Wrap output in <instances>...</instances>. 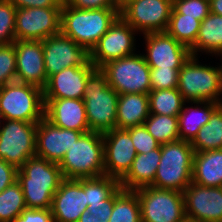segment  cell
Returning a JSON list of instances; mask_svg holds the SVG:
<instances>
[{
	"label": "cell",
	"instance_id": "cell-11",
	"mask_svg": "<svg viewBox=\"0 0 222 222\" xmlns=\"http://www.w3.org/2000/svg\"><path fill=\"white\" fill-rule=\"evenodd\" d=\"M138 32L120 15L90 51V61L98 69L104 64L136 54Z\"/></svg>",
	"mask_w": 222,
	"mask_h": 222
},
{
	"label": "cell",
	"instance_id": "cell-5",
	"mask_svg": "<svg viewBox=\"0 0 222 222\" xmlns=\"http://www.w3.org/2000/svg\"><path fill=\"white\" fill-rule=\"evenodd\" d=\"M194 153L191 142L181 139L161 145V159L150 186L183 193L192 182Z\"/></svg>",
	"mask_w": 222,
	"mask_h": 222
},
{
	"label": "cell",
	"instance_id": "cell-8",
	"mask_svg": "<svg viewBox=\"0 0 222 222\" xmlns=\"http://www.w3.org/2000/svg\"><path fill=\"white\" fill-rule=\"evenodd\" d=\"M150 67L143 54H133L104 64L100 70L108 84L119 94H149Z\"/></svg>",
	"mask_w": 222,
	"mask_h": 222
},
{
	"label": "cell",
	"instance_id": "cell-32",
	"mask_svg": "<svg viewBox=\"0 0 222 222\" xmlns=\"http://www.w3.org/2000/svg\"><path fill=\"white\" fill-rule=\"evenodd\" d=\"M143 125L160 145L179 140L178 116L150 114Z\"/></svg>",
	"mask_w": 222,
	"mask_h": 222
},
{
	"label": "cell",
	"instance_id": "cell-34",
	"mask_svg": "<svg viewBox=\"0 0 222 222\" xmlns=\"http://www.w3.org/2000/svg\"><path fill=\"white\" fill-rule=\"evenodd\" d=\"M119 187V180L108 175L84 178V191L88 206L108 199Z\"/></svg>",
	"mask_w": 222,
	"mask_h": 222
},
{
	"label": "cell",
	"instance_id": "cell-30",
	"mask_svg": "<svg viewBox=\"0 0 222 222\" xmlns=\"http://www.w3.org/2000/svg\"><path fill=\"white\" fill-rule=\"evenodd\" d=\"M148 96L150 114L178 116L185 103L178 88L151 90Z\"/></svg>",
	"mask_w": 222,
	"mask_h": 222
},
{
	"label": "cell",
	"instance_id": "cell-38",
	"mask_svg": "<svg viewBox=\"0 0 222 222\" xmlns=\"http://www.w3.org/2000/svg\"><path fill=\"white\" fill-rule=\"evenodd\" d=\"M126 130L130 133L137 154L148 153L160 146L144 125L130 127Z\"/></svg>",
	"mask_w": 222,
	"mask_h": 222
},
{
	"label": "cell",
	"instance_id": "cell-12",
	"mask_svg": "<svg viewBox=\"0 0 222 222\" xmlns=\"http://www.w3.org/2000/svg\"><path fill=\"white\" fill-rule=\"evenodd\" d=\"M173 10V0H135L119 15L141 34L165 32Z\"/></svg>",
	"mask_w": 222,
	"mask_h": 222
},
{
	"label": "cell",
	"instance_id": "cell-13",
	"mask_svg": "<svg viewBox=\"0 0 222 222\" xmlns=\"http://www.w3.org/2000/svg\"><path fill=\"white\" fill-rule=\"evenodd\" d=\"M62 7L17 8L16 40L42 41L60 33Z\"/></svg>",
	"mask_w": 222,
	"mask_h": 222
},
{
	"label": "cell",
	"instance_id": "cell-3",
	"mask_svg": "<svg viewBox=\"0 0 222 222\" xmlns=\"http://www.w3.org/2000/svg\"><path fill=\"white\" fill-rule=\"evenodd\" d=\"M118 97L100 69L88 76L82 100L90 131L103 134L116 128Z\"/></svg>",
	"mask_w": 222,
	"mask_h": 222
},
{
	"label": "cell",
	"instance_id": "cell-28",
	"mask_svg": "<svg viewBox=\"0 0 222 222\" xmlns=\"http://www.w3.org/2000/svg\"><path fill=\"white\" fill-rule=\"evenodd\" d=\"M194 152L222 149V104L211 114L207 124L191 142Z\"/></svg>",
	"mask_w": 222,
	"mask_h": 222
},
{
	"label": "cell",
	"instance_id": "cell-6",
	"mask_svg": "<svg viewBox=\"0 0 222 222\" xmlns=\"http://www.w3.org/2000/svg\"><path fill=\"white\" fill-rule=\"evenodd\" d=\"M178 91L185 102L211 101L222 104V64H199L191 55L179 70Z\"/></svg>",
	"mask_w": 222,
	"mask_h": 222
},
{
	"label": "cell",
	"instance_id": "cell-2",
	"mask_svg": "<svg viewBox=\"0 0 222 222\" xmlns=\"http://www.w3.org/2000/svg\"><path fill=\"white\" fill-rule=\"evenodd\" d=\"M118 16L117 8L75 9L63 1L60 32L90 52Z\"/></svg>",
	"mask_w": 222,
	"mask_h": 222
},
{
	"label": "cell",
	"instance_id": "cell-18",
	"mask_svg": "<svg viewBox=\"0 0 222 222\" xmlns=\"http://www.w3.org/2000/svg\"><path fill=\"white\" fill-rule=\"evenodd\" d=\"M16 82L45 88L48 77L44 64L42 41L15 40Z\"/></svg>",
	"mask_w": 222,
	"mask_h": 222
},
{
	"label": "cell",
	"instance_id": "cell-43",
	"mask_svg": "<svg viewBox=\"0 0 222 222\" xmlns=\"http://www.w3.org/2000/svg\"><path fill=\"white\" fill-rule=\"evenodd\" d=\"M18 169L0 159V192L17 181Z\"/></svg>",
	"mask_w": 222,
	"mask_h": 222
},
{
	"label": "cell",
	"instance_id": "cell-39",
	"mask_svg": "<svg viewBox=\"0 0 222 222\" xmlns=\"http://www.w3.org/2000/svg\"><path fill=\"white\" fill-rule=\"evenodd\" d=\"M180 69H150V84L152 90L178 88Z\"/></svg>",
	"mask_w": 222,
	"mask_h": 222
},
{
	"label": "cell",
	"instance_id": "cell-22",
	"mask_svg": "<svg viewBox=\"0 0 222 222\" xmlns=\"http://www.w3.org/2000/svg\"><path fill=\"white\" fill-rule=\"evenodd\" d=\"M44 117L53 125L83 133L90 132L82 99H43Z\"/></svg>",
	"mask_w": 222,
	"mask_h": 222
},
{
	"label": "cell",
	"instance_id": "cell-23",
	"mask_svg": "<svg viewBox=\"0 0 222 222\" xmlns=\"http://www.w3.org/2000/svg\"><path fill=\"white\" fill-rule=\"evenodd\" d=\"M161 159V145L148 153H140L135 156L128 173L119 181L124 190H136L150 186Z\"/></svg>",
	"mask_w": 222,
	"mask_h": 222
},
{
	"label": "cell",
	"instance_id": "cell-26",
	"mask_svg": "<svg viewBox=\"0 0 222 222\" xmlns=\"http://www.w3.org/2000/svg\"><path fill=\"white\" fill-rule=\"evenodd\" d=\"M192 182L207 187H222V149L194 153Z\"/></svg>",
	"mask_w": 222,
	"mask_h": 222
},
{
	"label": "cell",
	"instance_id": "cell-45",
	"mask_svg": "<svg viewBox=\"0 0 222 222\" xmlns=\"http://www.w3.org/2000/svg\"><path fill=\"white\" fill-rule=\"evenodd\" d=\"M78 222H108L106 219H99L96 216H94L93 213L88 212V210L84 211Z\"/></svg>",
	"mask_w": 222,
	"mask_h": 222
},
{
	"label": "cell",
	"instance_id": "cell-20",
	"mask_svg": "<svg viewBox=\"0 0 222 222\" xmlns=\"http://www.w3.org/2000/svg\"><path fill=\"white\" fill-rule=\"evenodd\" d=\"M87 207L84 178L64 179L52 199L53 220L54 222H78Z\"/></svg>",
	"mask_w": 222,
	"mask_h": 222
},
{
	"label": "cell",
	"instance_id": "cell-9",
	"mask_svg": "<svg viewBox=\"0 0 222 222\" xmlns=\"http://www.w3.org/2000/svg\"><path fill=\"white\" fill-rule=\"evenodd\" d=\"M134 191L139 197L141 222H187L182 192L152 186Z\"/></svg>",
	"mask_w": 222,
	"mask_h": 222
},
{
	"label": "cell",
	"instance_id": "cell-35",
	"mask_svg": "<svg viewBox=\"0 0 222 222\" xmlns=\"http://www.w3.org/2000/svg\"><path fill=\"white\" fill-rule=\"evenodd\" d=\"M17 8L8 0H0V45L13 44Z\"/></svg>",
	"mask_w": 222,
	"mask_h": 222
},
{
	"label": "cell",
	"instance_id": "cell-1",
	"mask_svg": "<svg viewBox=\"0 0 222 222\" xmlns=\"http://www.w3.org/2000/svg\"><path fill=\"white\" fill-rule=\"evenodd\" d=\"M64 180L57 163L34 156L17 171L27 209H51L52 199Z\"/></svg>",
	"mask_w": 222,
	"mask_h": 222
},
{
	"label": "cell",
	"instance_id": "cell-47",
	"mask_svg": "<svg viewBox=\"0 0 222 222\" xmlns=\"http://www.w3.org/2000/svg\"><path fill=\"white\" fill-rule=\"evenodd\" d=\"M132 1L135 0H115L118 11L120 12L127 4L131 3Z\"/></svg>",
	"mask_w": 222,
	"mask_h": 222
},
{
	"label": "cell",
	"instance_id": "cell-31",
	"mask_svg": "<svg viewBox=\"0 0 222 222\" xmlns=\"http://www.w3.org/2000/svg\"><path fill=\"white\" fill-rule=\"evenodd\" d=\"M201 21L185 14H171L166 33L187 48H191L198 37Z\"/></svg>",
	"mask_w": 222,
	"mask_h": 222
},
{
	"label": "cell",
	"instance_id": "cell-25",
	"mask_svg": "<svg viewBox=\"0 0 222 222\" xmlns=\"http://www.w3.org/2000/svg\"><path fill=\"white\" fill-rule=\"evenodd\" d=\"M187 103L194 104V107L192 105L185 107V102L182 111L178 115L179 139L192 142L197 136L198 131L208 123L211 114L221 104L211 101H194Z\"/></svg>",
	"mask_w": 222,
	"mask_h": 222
},
{
	"label": "cell",
	"instance_id": "cell-19",
	"mask_svg": "<svg viewBox=\"0 0 222 222\" xmlns=\"http://www.w3.org/2000/svg\"><path fill=\"white\" fill-rule=\"evenodd\" d=\"M82 134V131L57 127L43 117L37 123L36 156L59 164L66 151Z\"/></svg>",
	"mask_w": 222,
	"mask_h": 222
},
{
	"label": "cell",
	"instance_id": "cell-29",
	"mask_svg": "<svg viewBox=\"0 0 222 222\" xmlns=\"http://www.w3.org/2000/svg\"><path fill=\"white\" fill-rule=\"evenodd\" d=\"M108 222H141L139 197L134 190L115 191V201Z\"/></svg>",
	"mask_w": 222,
	"mask_h": 222
},
{
	"label": "cell",
	"instance_id": "cell-36",
	"mask_svg": "<svg viewBox=\"0 0 222 222\" xmlns=\"http://www.w3.org/2000/svg\"><path fill=\"white\" fill-rule=\"evenodd\" d=\"M16 81V51L14 44L0 45V87Z\"/></svg>",
	"mask_w": 222,
	"mask_h": 222
},
{
	"label": "cell",
	"instance_id": "cell-33",
	"mask_svg": "<svg viewBox=\"0 0 222 222\" xmlns=\"http://www.w3.org/2000/svg\"><path fill=\"white\" fill-rule=\"evenodd\" d=\"M25 209L27 207L18 181L0 192V222H14Z\"/></svg>",
	"mask_w": 222,
	"mask_h": 222
},
{
	"label": "cell",
	"instance_id": "cell-42",
	"mask_svg": "<svg viewBox=\"0 0 222 222\" xmlns=\"http://www.w3.org/2000/svg\"><path fill=\"white\" fill-rule=\"evenodd\" d=\"M115 201V192L101 203L90 204L87 207L88 212L93 213L99 219L109 220Z\"/></svg>",
	"mask_w": 222,
	"mask_h": 222
},
{
	"label": "cell",
	"instance_id": "cell-27",
	"mask_svg": "<svg viewBox=\"0 0 222 222\" xmlns=\"http://www.w3.org/2000/svg\"><path fill=\"white\" fill-rule=\"evenodd\" d=\"M190 51L193 56L199 55L198 52L222 56V15L210 12L201 21L198 37Z\"/></svg>",
	"mask_w": 222,
	"mask_h": 222
},
{
	"label": "cell",
	"instance_id": "cell-7",
	"mask_svg": "<svg viewBox=\"0 0 222 222\" xmlns=\"http://www.w3.org/2000/svg\"><path fill=\"white\" fill-rule=\"evenodd\" d=\"M43 90L37 86L12 82L0 87L3 120L38 123L44 117Z\"/></svg>",
	"mask_w": 222,
	"mask_h": 222
},
{
	"label": "cell",
	"instance_id": "cell-44",
	"mask_svg": "<svg viewBox=\"0 0 222 222\" xmlns=\"http://www.w3.org/2000/svg\"><path fill=\"white\" fill-rule=\"evenodd\" d=\"M16 8L62 7L64 0H8Z\"/></svg>",
	"mask_w": 222,
	"mask_h": 222
},
{
	"label": "cell",
	"instance_id": "cell-21",
	"mask_svg": "<svg viewBox=\"0 0 222 222\" xmlns=\"http://www.w3.org/2000/svg\"><path fill=\"white\" fill-rule=\"evenodd\" d=\"M95 69L89 60L84 66L64 68L51 75L43 99H83L86 80Z\"/></svg>",
	"mask_w": 222,
	"mask_h": 222
},
{
	"label": "cell",
	"instance_id": "cell-40",
	"mask_svg": "<svg viewBox=\"0 0 222 222\" xmlns=\"http://www.w3.org/2000/svg\"><path fill=\"white\" fill-rule=\"evenodd\" d=\"M14 222H54L51 209H25Z\"/></svg>",
	"mask_w": 222,
	"mask_h": 222
},
{
	"label": "cell",
	"instance_id": "cell-4",
	"mask_svg": "<svg viewBox=\"0 0 222 222\" xmlns=\"http://www.w3.org/2000/svg\"><path fill=\"white\" fill-rule=\"evenodd\" d=\"M58 165L64 179L105 175L103 134L93 131L83 133L66 151Z\"/></svg>",
	"mask_w": 222,
	"mask_h": 222
},
{
	"label": "cell",
	"instance_id": "cell-16",
	"mask_svg": "<svg viewBox=\"0 0 222 222\" xmlns=\"http://www.w3.org/2000/svg\"><path fill=\"white\" fill-rule=\"evenodd\" d=\"M183 194L187 222H222V187L191 182Z\"/></svg>",
	"mask_w": 222,
	"mask_h": 222
},
{
	"label": "cell",
	"instance_id": "cell-14",
	"mask_svg": "<svg viewBox=\"0 0 222 222\" xmlns=\"http://www.w3.org/2000/svg\"><path fill=\"white\" fill-rule=\"evenodd\" d=\"M42 46L48 78L64 68L84 66L90 60V52L84 46L61 32L42 40Z\"/></svg>",
	"mask_w": 222,
	"mask_h": 222
},
{
	"label": "cell",
	"instance_id": "cell-48",
	"mask_svg": "<svg viewBox=\"0 0 222 222\" xmlns=\"http://www.w3.org/2000/svg\"><path fill=\"white\" fill-rule=\"evenodd\" d=\"M1 120H3V118H2V115H1V112H0V127L3 124V123H1L2 122Z\"/></svg>",
	"mask_w": 222,
	"mask_h": 222
},
{
	"label": "cell",
	"instance_id": "cell-15",
	"mask_svg": "<svg viewBox=\"0 0 222 222\" xmlns=\"http://www.w3.org/2000/svg\"><path fill=\"white\" fill-rule=\"evenodd\" d=\"M146 54L151 69H181L191 57V51L166 32L144 34Z\"/></svg>",
	"mask_w": 222,
	"mask_h": 222
},
{
	"label": "cell",
	"instance_id": "cell-10",
	"mask_svg": "<svg viewBox=\"0 0 222 222\" xmlns=\"http://www.w3.org/2000/svg\"><path fill=\"white\" fill-rule=\"evenodd\" d=\"M0 127V159L19 169L36 156L37 123L22 120H2Z\"/></svg>",
	"mask_w": 222,
	"mask_h": 222
},
{
	"label": "cell",
	"instance_id": "cell-41",
	"mask_svg": "<svg viewBox=\"0 0 222 222\" xmlns=\"http://www.w3.org/2000/svg\"><path fill=\"white\" fill-rule=\"evenodd\" d=\"M64 2L75 9L117 8L115 0H64Z\"/></svg>",
	"mask_w": 222,
	"mask_h": 222
},
{
	"label": "cell",
	"instance_id": "cell-17",
	"mask_svg": "<svg viewBox=\"0 0 222 222\" xmlns=\"http://www.w3.org/2000/svg\"><path fill=\"white\" fill-rule=\"evenodd\" d=\"M105 175L119 181L130 170L137 155L130 133L126 129H113L103 133Z\"/></svg>",
	"mask_w": 222,
	"mask_h": 222
},
{
	"label": "cell",
	"instance_id": "cell-37",
	"mask_svg": "<svg viewBox=\"0 0 222 222\" xmlns=\"http://www.w3.org/2000/svg\"><path fill=\"white\" fill-rule=\"evenodd\" d=\"M171 14H185L202 21L210 14L209 0H173Z\"/></svg>",
	"mask_w": 222,
	"mask_h": 222
},
{
	"label": "cell",
	"instance_id": "cell-24",
	"mask_svg": "<svg viewBox=\"0 0 222 222\" xmlns=\"http://www.w3.org/2000/svg\"><path fill=\"white\" fill-rule=\"evenodd\" d=\"M150 115L149 96L143 93L121 94L117 102L116 129L143 125Z\"/></svg>",
	"mask_w": 222,
	"mask_h": 222
},
{
	"label": "cell",
	"instance_id": "cell-46",
	"mask_svg": "<svg viewBox=\"0 0 222 222\" xmlns=\"http://www.w3.org/2000/svg\"><path fill=\"white\" fill-rule=\"evenodd\" d=\"M210 1V12L222 15V0H209Z\"/></svg>",
	"mask_w": 222,
	"mask_h": 222
}]
</instances>
